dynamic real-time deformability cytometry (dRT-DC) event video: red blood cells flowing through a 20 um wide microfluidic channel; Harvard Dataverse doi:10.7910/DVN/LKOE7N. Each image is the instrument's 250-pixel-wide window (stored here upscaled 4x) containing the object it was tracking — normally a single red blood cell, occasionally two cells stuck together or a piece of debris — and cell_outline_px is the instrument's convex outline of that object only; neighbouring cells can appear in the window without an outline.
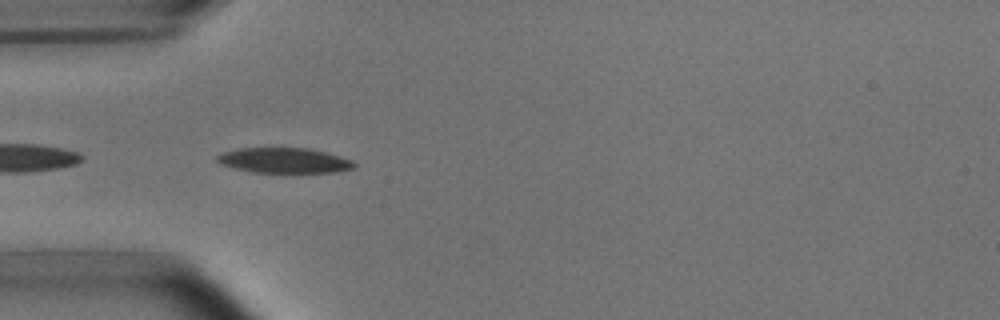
{"species": "common noctule bat (a hibernating species)", "species_latin": "Nyctalus noctula", "temperature_condition": "room temperature", "stored_images_in_passage": 8, "camera_frame_rate_fps": 3000, "um_per_image_px": 0.085, "animal": {"sex": "male", "body_mass_g": 15.6}, "frame": {"image": 1, "passage_image": 2, "time_ms": 0.333, "image_size_px": [1000, 320], "cell_outline_px": [[356, 164], [352, 168], [336, 172], [252, 172], [220, 164], [216, 160], [216, 156], [224, 152], [240, 148], [308, 148], [340, 156], [352, 160]], "centroid_in_image_um": [24.14, 13.63], "position_along_channel_um": 60.9, "area_um2": 19.88}}